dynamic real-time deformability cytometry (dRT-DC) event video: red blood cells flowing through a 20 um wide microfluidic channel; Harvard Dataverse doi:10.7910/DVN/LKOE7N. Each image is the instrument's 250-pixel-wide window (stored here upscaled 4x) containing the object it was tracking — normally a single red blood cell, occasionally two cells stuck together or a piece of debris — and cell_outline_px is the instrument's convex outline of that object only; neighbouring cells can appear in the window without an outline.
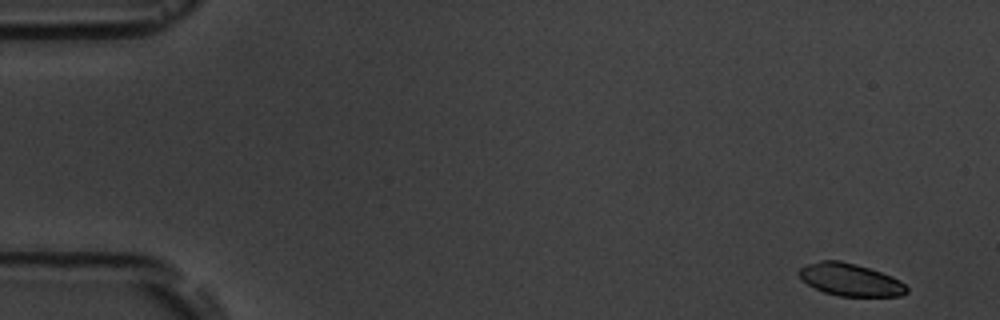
{"species": "common noctule bat (a hibernating species)", "species_latin": "Nyctalus noctula", "temperature_condition": "room temperature", "stored_images_in_passage": 5, "camera_frame_rate_fps": 3000, "um_per_image_px": 0.085, "animal": {"sex": "male", "body_mass_g": 19.5, "forearm_length_mm": 54.6}, "frame": {"image": 1, "passage_image": 1, "time_ms": 0.0, "image_size_px": [1000, 320], "cell_outline_px": [[908, 292], [900, 296], [840, 296], [824, 292], [808, 284], [796, 272], [800, 268], [808, 264], [820, 260], [840, 260], [856, 264], [892, 276], [900, 280], [908, 288]], "centroid_in_image_um": [72.28, 23.77], "position_along_channel_um": 12.7, "area_um2": 20.23}}
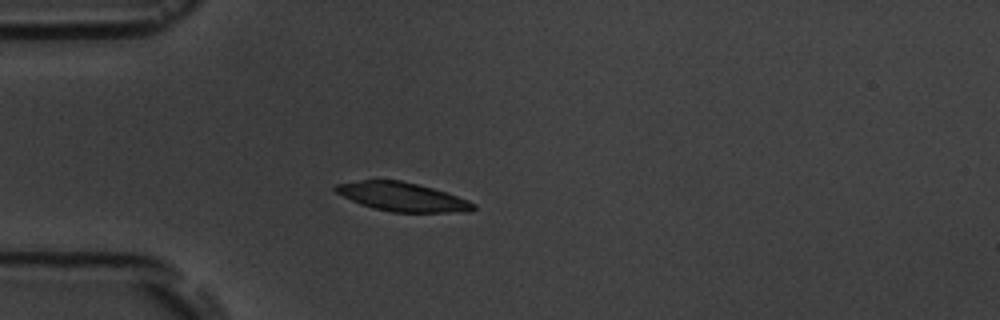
{"frame": {"image": 2, "passage_image": 4, "time_ms": 4.333, "image_size_px": [1000, 320], "cell_outline_px": [[476, 208], [472, 212], [392, 212], [372, 208], [360, 204], [336, 192], [332, 188], [336, 184], [360, 180], [400, 180], [432, 188], [468, 200], [476, 204]], "centroid_in_image_um": [34.2, 16.74], "position_along_channel_um": 50.8, "area_um2": 23.0}}